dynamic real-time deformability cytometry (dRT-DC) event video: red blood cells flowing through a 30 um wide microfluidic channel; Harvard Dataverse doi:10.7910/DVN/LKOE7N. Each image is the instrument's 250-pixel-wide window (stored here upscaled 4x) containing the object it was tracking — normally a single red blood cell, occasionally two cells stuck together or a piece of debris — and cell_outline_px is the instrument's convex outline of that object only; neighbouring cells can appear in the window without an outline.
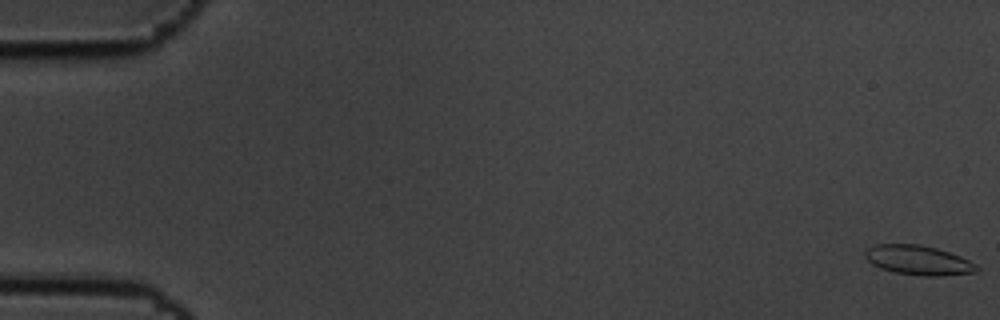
{"species": "common noctule bat (a hibernating species)", "species_latin": "Nyctalus noctula", "temperature_condition": "cold", "stored_images_in_passage": 60, "camera_frame_rate_fps": 3000, "um_per_image_px": 0.085, "animal": {"sex": "male", "body_mass_g": 19.5, "forearm_length_mm": 54.6}, "frame": {"image": 1, "passage_image": 1, "time_ms": 0.0, "image_size_px": [1000, 320], "cell_outline_px": [[980, 268], [976, 272], [940, 276], [924, 276], [896, 272], [880, 268], [872, 264], [864, 256], [864, 252], [868, 248], [876, 244], [920, 244], [936, 248], [960, 256], [976, 264]], "centroid_in_image_um": [78.06, 22.11], "position_along_channel_um": 6.9, "area_um2": 19.13}}
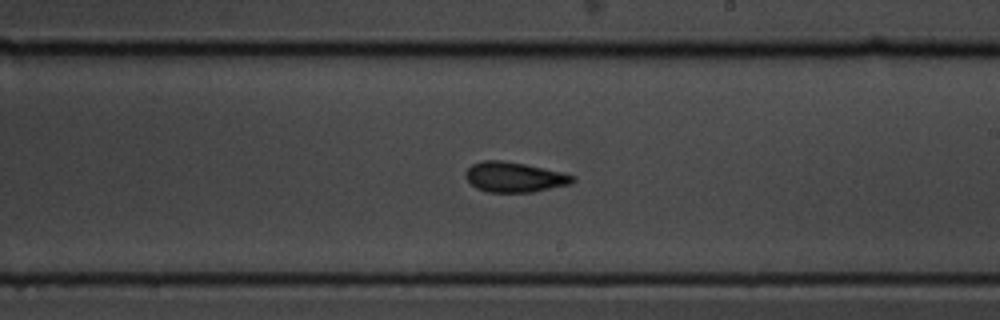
{"frame": {"image": 2, "passage_image": 35, "time_ms": 11.333, "image_size_px": [1000, 320], "cell_outline_px": [[576, 180], [572, 184], [532, 192], [488, 192], [476, 188], [464, 176], [464, 172], [472, 164], [484, 160], [500, 160], [524, 164], [564, 172], [576, 176]], "centroid_in_image_um": [43.75, 15.05], "position_along_channel_um": 245.2, "area_um2": 18.9}}
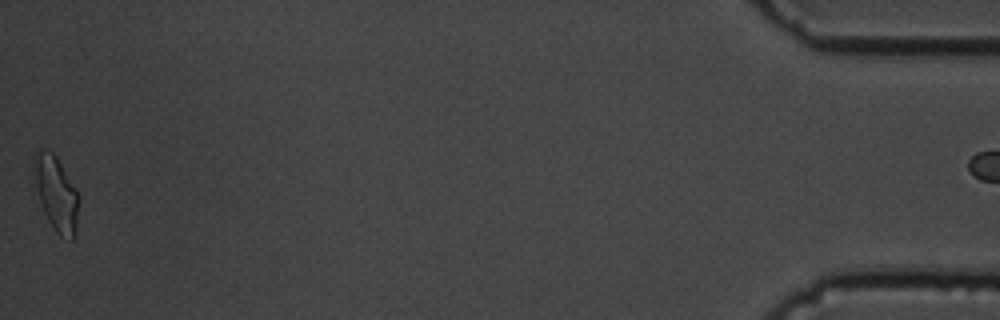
{"frame": {"image": 3, "passage_image": 59, "time_ms": 19.333, "image_size_px": [1000, 320], "cell_outline_px": [[80, 200], [76, 228], [72, 240], [60, 236], [56, 232], [48, 220], [44, 212], [40, 200], [36, 184], [32, 164], [32, 156], [36, 152], [52, 152], [56, 156], [76, 188], [80, 196]], "centroid_in_image_um": [4.8, 16.46], "position_along_channel_um": 430.4, "area_um2": 19.31}}